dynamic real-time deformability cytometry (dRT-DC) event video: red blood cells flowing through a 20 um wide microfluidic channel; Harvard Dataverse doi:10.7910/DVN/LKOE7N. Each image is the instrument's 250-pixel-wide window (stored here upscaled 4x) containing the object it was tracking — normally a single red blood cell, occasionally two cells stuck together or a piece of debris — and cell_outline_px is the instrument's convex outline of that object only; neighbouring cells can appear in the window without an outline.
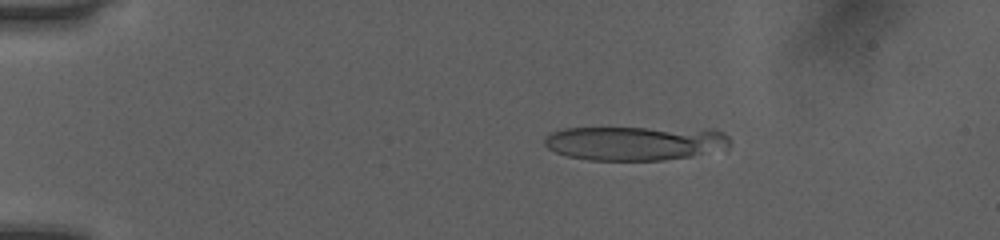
{"species": "human", "species_latin": "Homo sapiens", "temperature_condition": "room temperature", "stored_images_in_passage": 16, "camera_frame_rate_fps": 3000, "um_per_image_px": 0.085, "donor": {"sex": "female"}, "frame": {"image": 1, "passage_image": 10, "time_ms": 3.0, "image_size_px": [1000, 240], "cell_outline_px": [[728, 144], [688, 156], [660, 160], [588, 160], [568, 156], [556, 152], [548, 148], [544, 144], [544, 140], [552, 132], [564, 128], [648, 128], [720, 132], [728, 136]], "centroid_in_image_um": [53.74, 12.17], "position_along_channel_um": 31.3, "area_um2": 35.43}}